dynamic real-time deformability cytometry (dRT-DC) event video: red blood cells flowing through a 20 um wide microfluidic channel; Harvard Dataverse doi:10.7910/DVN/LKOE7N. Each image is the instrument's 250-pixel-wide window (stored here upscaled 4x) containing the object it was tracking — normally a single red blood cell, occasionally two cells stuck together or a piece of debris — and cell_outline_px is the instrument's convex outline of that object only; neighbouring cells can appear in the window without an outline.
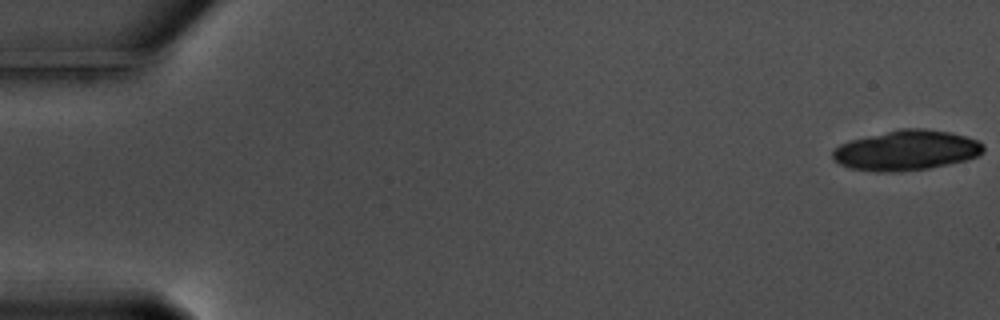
{"species": "common noctule bat (a hibernating species)", "species_latin": "Nyctalus noctula", "temperature_condition": "warm", "stored_images_in_passage": 23, "camera_frame_rate_fps": 3000, "um_per_image_px": 0.085, "animal": {"sex": "male", "body_mass_g": 17.5, "forearm_length_mm": 52.3}, "frame": {"image": 1, "passage_image": 1, "time_ms": 0.0, "image_size_px": [1000, 320], "cell_outline_px": [[984, 152], [976, 156], [964, 160], [928, 168], [896, 172], [872, 172], [848, 168], [832, 160], [832, 152], [840, 144], [852, 140], [900, 128], [924, 128], [952, 132], [976, 140], [984, 144]], "centroid_in_image_um": [77.01, 12.78], "position_along_channel_um": 8.0, "area_um2": 35.2}}